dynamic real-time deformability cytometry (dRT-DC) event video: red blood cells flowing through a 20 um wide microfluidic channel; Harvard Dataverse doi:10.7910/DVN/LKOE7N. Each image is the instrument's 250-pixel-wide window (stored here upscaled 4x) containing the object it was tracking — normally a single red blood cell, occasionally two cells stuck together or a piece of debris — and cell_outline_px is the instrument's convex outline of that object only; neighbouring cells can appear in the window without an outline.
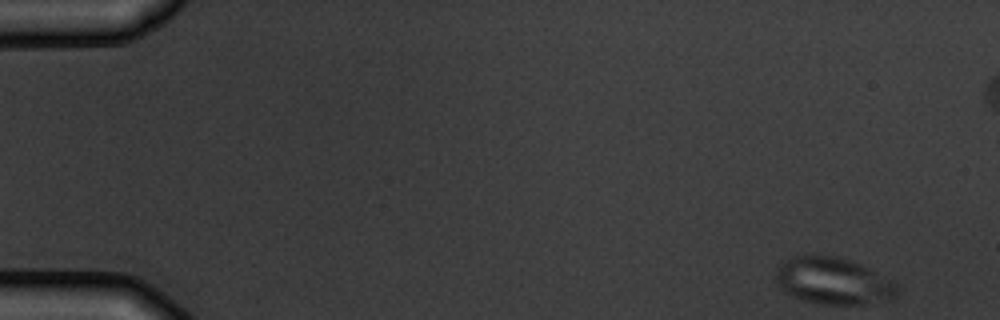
{"species": "common noctule bat (a hibernating species)", "species_latin": "Nyctalus noctula", "temperature_condition": "warm", "stored_images_in_passage": 8, "camera_frame_rate_fps": 3000, "um_per_image_px": 0.085, "animal": {"sex": "male", "body_mass_g": 19.5, "forearm_length_mm": 54.6}, "frame": {"image": 1, "passage_image": 1, "time_ms": 0.0, "image_size_px": [1000, 320], "cell_outline_px": [[896, 296], [892, 300], [864, 304], [820, 304], [804, 300], [784, 292], [780, 288], [776, 280], [776, 268], [784, 260], [792, 256], [836, 256], [860, 264], [868, 268], [896, 284]], "centroid_in_image_um": [70.78, 23.89], "position_along_channel_um": 14.2, "area_um2": 32.77}}